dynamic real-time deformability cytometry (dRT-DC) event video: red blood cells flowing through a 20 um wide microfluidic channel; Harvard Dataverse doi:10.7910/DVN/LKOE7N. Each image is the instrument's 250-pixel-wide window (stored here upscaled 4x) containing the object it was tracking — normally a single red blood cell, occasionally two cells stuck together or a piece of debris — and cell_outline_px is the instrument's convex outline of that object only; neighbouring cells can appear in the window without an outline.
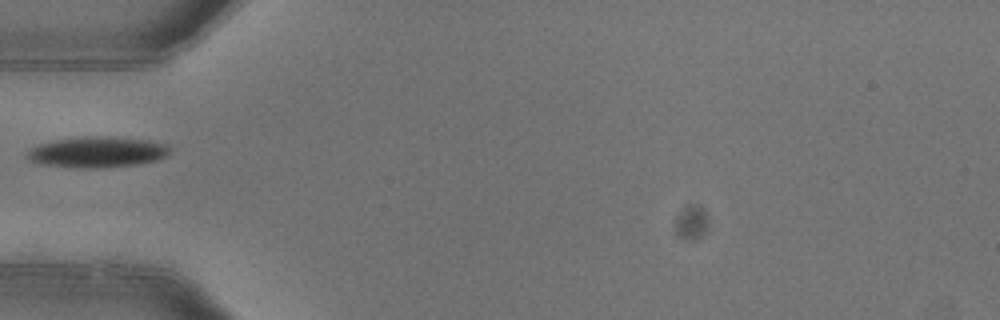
{"species": "common noctule bat (a hibernating species)", "species_latin": "Nyctalus noctula", "temperature_condition": "warm", "stored_images_in_passage": 5, "camera_frame_rate_fps": 3000, "um_per_image_px": 0.085, "animal": {"sex": "female"}, "frame": {"image": 1, "passage_image": 5, "time_ms": 1.333, "image_size_px": [1000, 320], "cell_outline_px": [[172, 152], [156, 160], [136, 164], [96, 168], [80, 168], [40, 164], [28, 160], [28, 152], [32, 148], [40, 144], [56, 140], [84, 136], [108, 136], [148, 140], [168, 144], [172, 148]], "centroid_in_image_um": [8.31, 12.92], "position_along_channel_um": 76.7, "area_um2": 25.55}}